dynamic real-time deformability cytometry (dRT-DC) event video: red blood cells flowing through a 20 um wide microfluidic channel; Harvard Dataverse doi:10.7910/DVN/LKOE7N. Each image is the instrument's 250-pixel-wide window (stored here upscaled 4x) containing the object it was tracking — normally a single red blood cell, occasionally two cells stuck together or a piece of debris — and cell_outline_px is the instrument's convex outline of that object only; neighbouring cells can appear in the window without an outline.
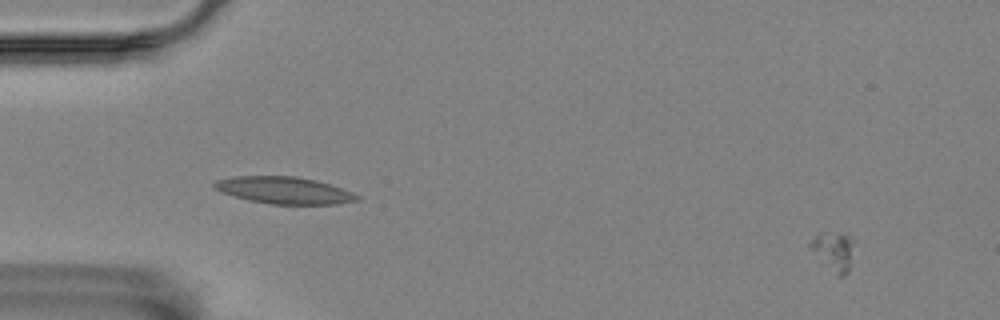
{"species": "Egyptian fruit bat (a non-hibernating species)", "species_latin": "Rousettus aegyptiacus", "temperature_condition": "room temperature", "stored_images_in_passage": 5, "camera_frame_rate_fps": 3000, "um_per_image_px": 0.085, "animal": {"sex": "female"}, "frame": {"image": 1, "passage_image": 1, "time_ms": 0.0, "image_size_px": [1000, 320], "cell_outline_px": [[856, 240], [848, 272], [844, 276], [836, 276], [808, 248], [808, 244], [816, 236], [840, 232], [844, 232], [852, 236]], "centroid_in_image_um": [70.91, 21.36], "position_along_channel_um": 14.1, "area_um2": 10.12}}